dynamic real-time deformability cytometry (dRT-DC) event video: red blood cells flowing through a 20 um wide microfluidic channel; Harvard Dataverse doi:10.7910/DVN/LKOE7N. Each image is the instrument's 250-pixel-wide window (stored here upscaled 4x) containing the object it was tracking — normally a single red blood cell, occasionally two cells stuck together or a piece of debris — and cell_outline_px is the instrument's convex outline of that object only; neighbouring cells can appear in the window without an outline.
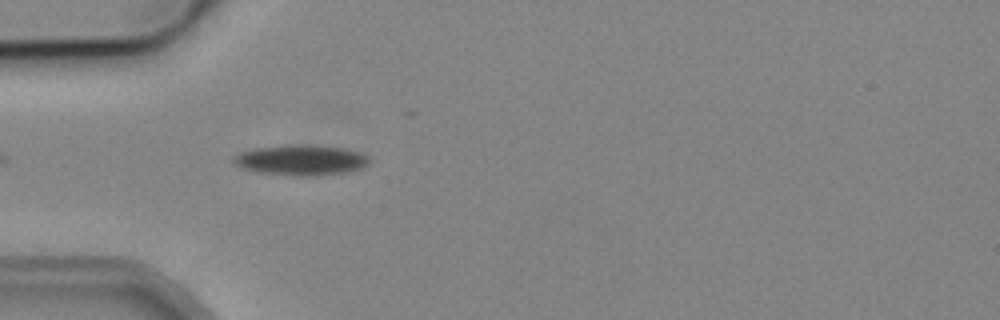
{"species": "common noctule bat (a hibernating species)", "species_latin": "Nyctalus noctula", "temperature_condition": "cold", "stored_images_in_passage": 5, "camera_frame_rate_fps": 3000, "um_per_image_px": 0.085, "animal": {"sex": "male", "body_mass_g": 19.2, "forearm_length_mm": 51.8}, "frame": {"image": 1, "passage_image": 5, "time_ms": 4.667, "image_size_px": [1000, 320], "cell_outline_px": [[368, 164], [360, 168], [344, 172], [312, 176], [296, 176], [260, 172], [240, 168], [232, 160], [232, 156], [240, 152], [256, 148], [296, 144], [340, 148], [360, 152], [368, 156]], "centroid_in_image_um": [25.53, 13.61], "position_along_channel_um": 59.5, "area_um2": 23.7}}